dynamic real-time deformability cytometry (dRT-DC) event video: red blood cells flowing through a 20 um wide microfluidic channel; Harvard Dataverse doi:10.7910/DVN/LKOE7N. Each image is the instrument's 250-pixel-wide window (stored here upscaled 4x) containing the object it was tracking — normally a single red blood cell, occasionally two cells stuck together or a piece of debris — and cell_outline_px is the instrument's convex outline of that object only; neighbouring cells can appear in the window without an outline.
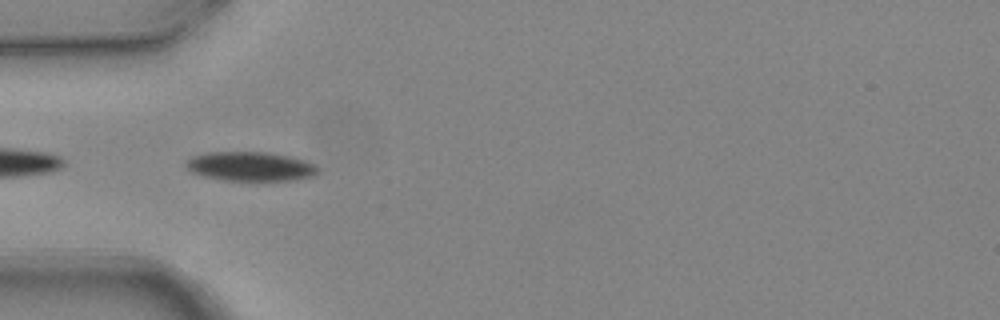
{"species": "common noctule bat (a hibernating species)", "species_latin": "Nyctalus noctula", "temperature_condition": "warm", "stored_images_in_passage": 7, "camera_frame_rate_fps": 3000, "um_per_image_px": 0.085, "animal": {"sex": "female", "body_mass_g": 24.6, "forearm_length_mm": 56.2}, "frame": {"image": 1, "passage_image": 5, "time_ms": 1.333, "image_size_px": [1000, 320], "cell_outline_px": [[316, 172], [312, 176], [292, 180], [224, 180], [204, 176], [192, 172], [184, 164], [192, 156], [208, 152], [264, 152], [288, 156], [304, 160], [312, 164], [316, 168]], "centroid_in_image_um": [21.23, 14.14], "position_along_channel_um": 63.8, "area_um2": 22.02}}
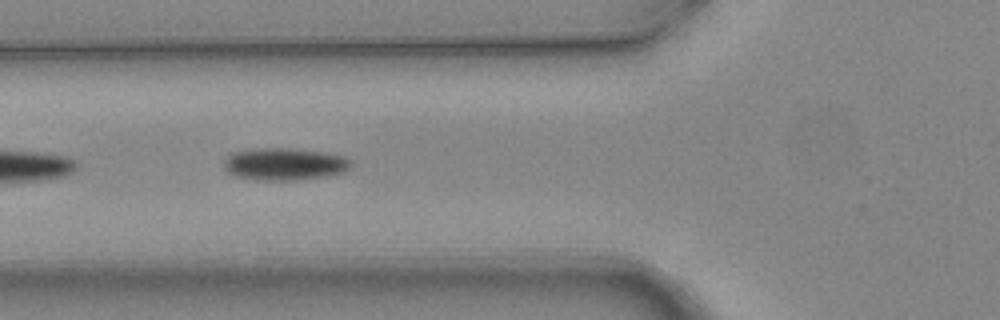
{"frame": {"image": 2, "passage_image": 6, "time_ms": 1.667, "image_size_px": [1000, 320], "cell_outline_px": [[352, 164], [344, 172], [328, 176], [300, 180], [256, 180], [236, 176], [228, 172], [224, 168], [224, 160], [232, 152], [256, 148], [288, 148], [328, 152], [344, 156], [352, 160]], "centroid_in_image_um": [24.21, 13.94], "position_along_channel_um": 101.6, "area_um2": 24.22}}
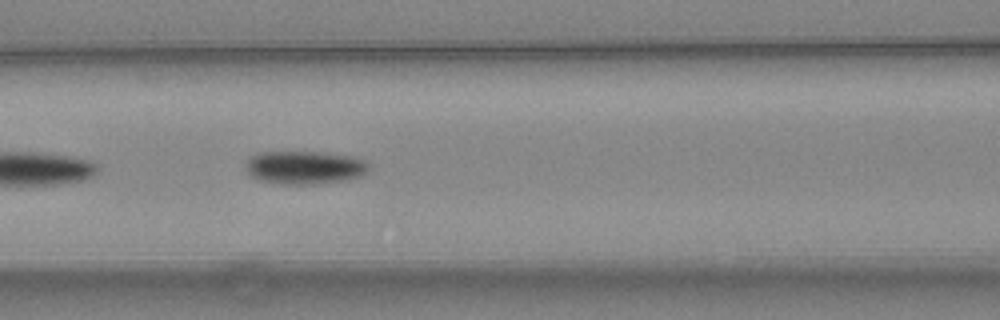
{"frame": {"image": 3, "passage_image": 7, "time_ms": 2.0, "image_size_px": [1000, 320], "cell_outline_px": [[368, 172], [360, 176], [348, 180], [312, 184], [280, 184], [256, 180], [248, 176], [244, 168], [248, 160], [252, 156], [260, 152], [320, 152], [352, 156], [364, 160], [368, 164]], "centroid_in_image_um": [25.85, 14.25], "position_along_channel_um": 140.7, "area_um2": 24.1}}